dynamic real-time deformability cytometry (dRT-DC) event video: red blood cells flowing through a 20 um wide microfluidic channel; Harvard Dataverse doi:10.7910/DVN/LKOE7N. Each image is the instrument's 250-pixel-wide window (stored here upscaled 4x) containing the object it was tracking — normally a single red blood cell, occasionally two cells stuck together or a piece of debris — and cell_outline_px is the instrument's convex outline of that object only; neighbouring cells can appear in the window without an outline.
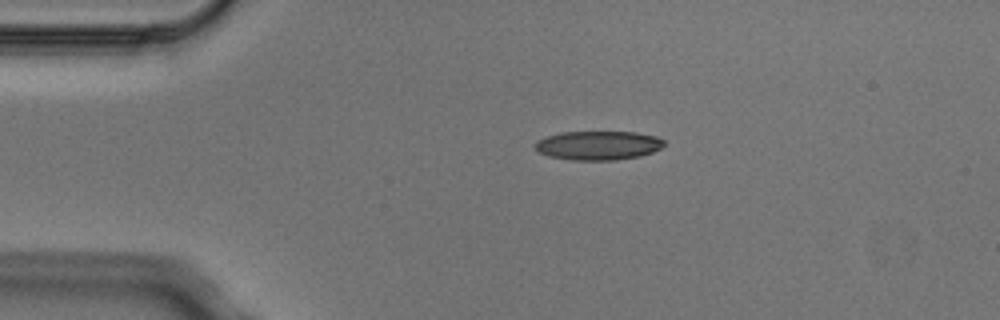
{"species": "Egyptian fruit bat (a non-hibernating species)", "species_latin": "Rousettus aegyptiacus", "temperature_condition": "cold", "stored_images_in_passage": 2, "camera_frame_rate_fps": 3000, "um_per_image_px": 0.085, "animal": {"sex": "male"}, "frame": {"image": 1, "passage_image": 1, "time_ms": 0.0, "image_size_px": [1000, 320], "cell_outline_px": [[664, 144], [660, 148], [652, 152], [640, 156], [616, 160], [572, 160], [548, 156], [540, 152], [536, 148], [536, 140], [560, 132], [636, 132], [656, 136], [664, 140]], "centroid_in_image_um": [50.86, 12.36], "position_along_channel_um": 34.1, "area_um2": 21.73}}
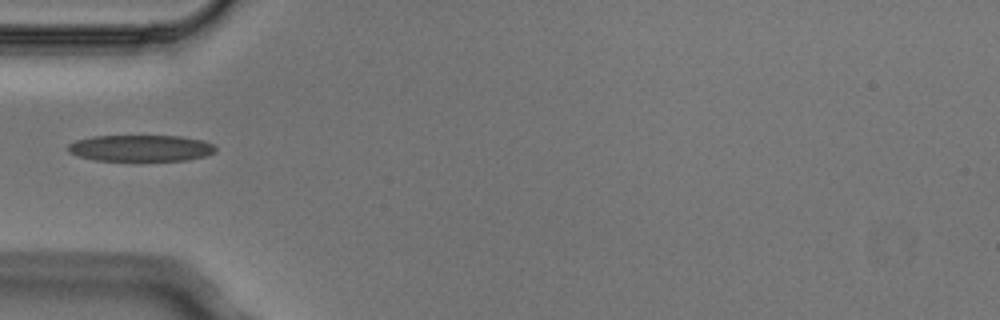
{"frame": {"image": 2, "passage_image": 2, "time_ms": 0.333, "image_size_px": [1000, 320], "cell_outline_px": [[216, 152], [208, 156], [188, 160], [96, 160], [80, 156], [68, 152], [68, 144], [76, 140], [92, 136], [180, 136], [200, 140], [212, 144], [216, 148]], "centroid_in_image_um": [11.98, 12.59], "position_along_channel_um": 73.0, "area_um2": 22.6}}